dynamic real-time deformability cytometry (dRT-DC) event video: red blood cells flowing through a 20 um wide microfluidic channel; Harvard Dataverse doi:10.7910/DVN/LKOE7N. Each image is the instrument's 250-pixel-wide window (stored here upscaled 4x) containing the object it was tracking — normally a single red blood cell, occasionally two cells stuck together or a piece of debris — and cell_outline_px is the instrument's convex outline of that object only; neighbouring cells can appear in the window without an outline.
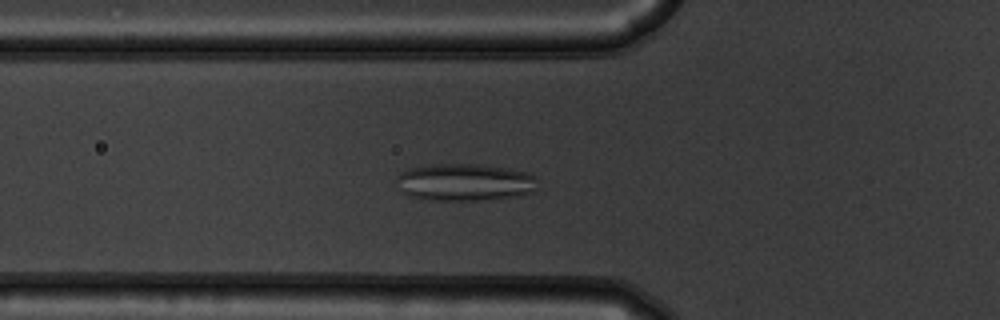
{"species": "common noctule bat (a hibernating species)", "species_latin": "Nyctalus noctula", "temperature_condition": "warm", "stored_images_in_passage": 55, "camera_frame_rate_fps": 3000, "um_per_image_px": 0.085, "animal": {"sex": "male", "body_mass_g": 19.5, "forearm_length_mm": 54.6}, "frame": {"image": 1, "passage_image": 20, "time_ms": 6.333, "image_size_px": [1000, 320], "cell_outline_px": [[532, 192], [512, 196], [484, 200], [428, 200], [408, 196], [400, 192], [396, 180], [396, 176], [400, 172], [408, 168], [432, 164], [480, 164], [504, 168], [524, 172], [532, 176]], "centroid_in_image_um": [39.33, 15.49], "position_along_channel_um": 86.5, "area_um2": 30.29}}
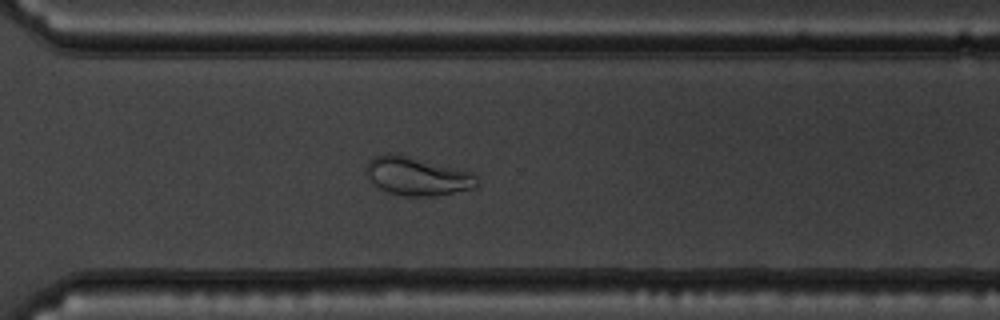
{"frame": {"image": 2, "passage_image": 40, "time_ms": 13.0, "image_size_px": [1000, 320], "cell_outline_px": [[476, 188], [436, 196], [400, 196], [388, 192], [380, 188], [364, 172], [368, 160], [376, 156], [388, 152], [408, 156], [472, 172], [476, 176]], "centroid_in_image_um": [35.44, 14.98], "position_along_channel_um": 335.2, "area_um2": 24.68}}
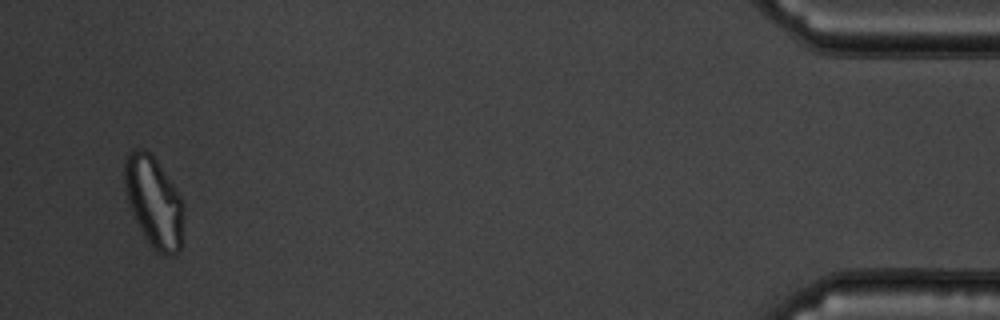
{"frame": {"image": 3, "passage_image": 53, "time_ms": 17.333, "image_size_px": [1000, 320], "cell_outline_px": [[184, 212], [180, 248], [172, 256], [164, 256], [156, 252], [152, 248], [144, 236], [128, 204], [124, 184], [124, 160], [128, 152], [132, 148], [144, 148], [156, 160], [180, 196], [184, 204]], "centroid_in_image_um": [13.06, 17.16], "position_along_channel_um": 422.1, "area_um2": 31.27}, "authors_computed_cell_mechanics": {"area_um2": 29.3624, "velocity_mm_per_s": 3.737, "shape_relaxation_time_tau1_ms": null, "shape_relaxation_time_tau2_ms": 0.8913, "deformation_change_tau1": null, "deformation_change_tau2": 0.0831}}